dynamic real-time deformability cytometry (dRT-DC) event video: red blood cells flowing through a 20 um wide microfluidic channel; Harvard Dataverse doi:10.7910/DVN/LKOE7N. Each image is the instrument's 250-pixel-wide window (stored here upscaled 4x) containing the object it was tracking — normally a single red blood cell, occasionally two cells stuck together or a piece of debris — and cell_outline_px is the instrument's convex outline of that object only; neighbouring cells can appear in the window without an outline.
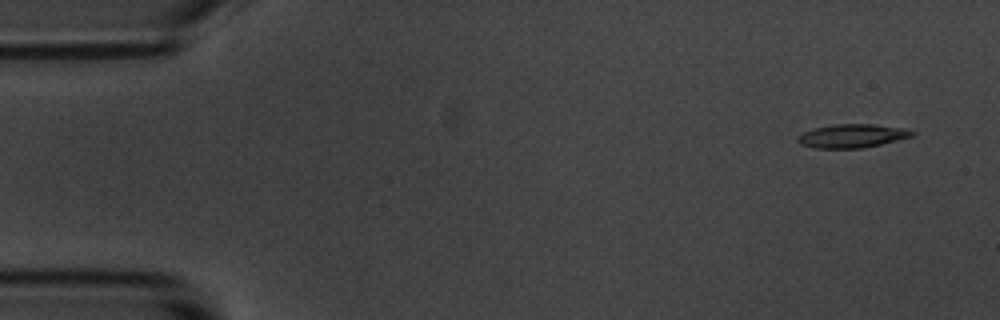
{"species": "common noctule bat (a hibernating species)", "species_latin": "Nyctalus noctula", "temperature_condition": "room temperature", "stored_images_in_passage": 5, "camera_frame_rate_fps": 3000, "um_per_image_px": 0.085, "animal": {"sex": "male", "body_mass_g": 20.1, "forearm_length_mm": 53.5}, "frame": {"image": 1, "passage_image": 1, "time_ms": 0.0, "image_size_px": [1000, 320], "cell_outline_px": [[916, 132], [912, 136], [880, 144], [860, 148], [816, 148], [800, 144], [796, 140], [796, 136], [804, 132], [816, 128], [832, 124], [872, 124], [908, 128]], "centroid_in_image_um": [72.43, 11.54], "position_along_channel_um": 12.6, "area_um2": 15.66}}
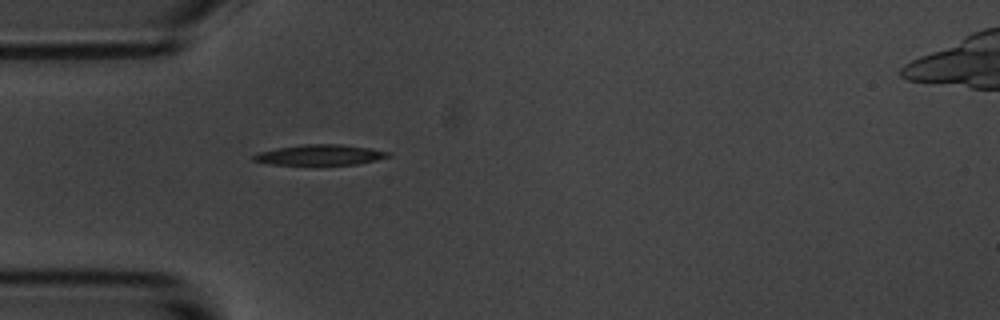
{"frame": {"image": 2, "passage_image": 4, "time_ms": 4.333, "image_size_px": [1000, 320], "cell_outline_px": [[392, 156], [376, 160], [356, 164], [320, 168], [272, 164], [252, 160], [252, 156], [256, 152], [276, 148], [304, 144], [340, 144], [372, 148], [392, 152]], "centroid_in_image_um": [27.21, 13.21], "position_along_channel_um": 57.8, "area_um2": 17.28}}